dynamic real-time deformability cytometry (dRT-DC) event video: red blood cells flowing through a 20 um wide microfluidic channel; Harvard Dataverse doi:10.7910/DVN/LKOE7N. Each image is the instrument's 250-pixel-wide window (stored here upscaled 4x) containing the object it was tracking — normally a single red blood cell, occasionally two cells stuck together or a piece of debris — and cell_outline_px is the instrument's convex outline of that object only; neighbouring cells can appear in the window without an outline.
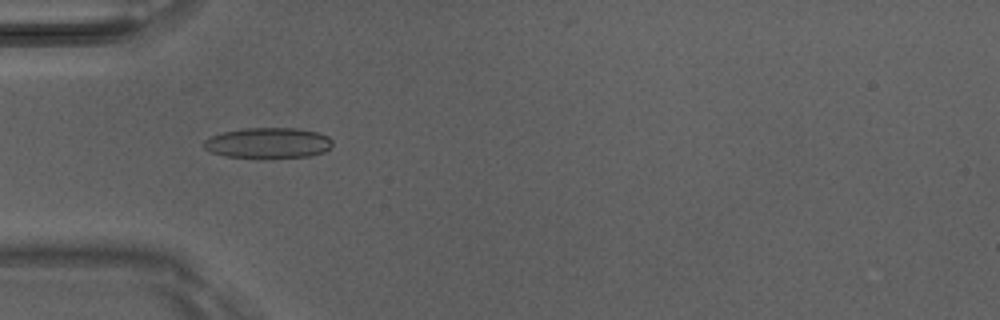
{"species": "Egyptian fruit bat (a non-hibernating species)", "species_latin": "Rousettus aegyptiacus", "temperature_condition": "room temperature", "stored_images_in_passage": 8, "camera_frame_rate_fps": 3000, "um_per_image_px": 0.085, "animal": {"sex": "male"}, "frame": {"image": 1, "passage_image": 4, "time_ms": 1.0, "image_size_px": [1000, 320], "cell_outline_px": [[332, 144], [324, 152], [312, 156], [272, 160], [268, 160], [224, 156], [212, 152], [204, 148], [204, 140], [212, 136], [224, 132], [244, 128], [296, 128], [316, 132], [328, 136], [332, 140]], "centroid_in_image_um": [22.81, 12.19], "position_along_channel_um": 62.2, "area_um2": 23.58}}